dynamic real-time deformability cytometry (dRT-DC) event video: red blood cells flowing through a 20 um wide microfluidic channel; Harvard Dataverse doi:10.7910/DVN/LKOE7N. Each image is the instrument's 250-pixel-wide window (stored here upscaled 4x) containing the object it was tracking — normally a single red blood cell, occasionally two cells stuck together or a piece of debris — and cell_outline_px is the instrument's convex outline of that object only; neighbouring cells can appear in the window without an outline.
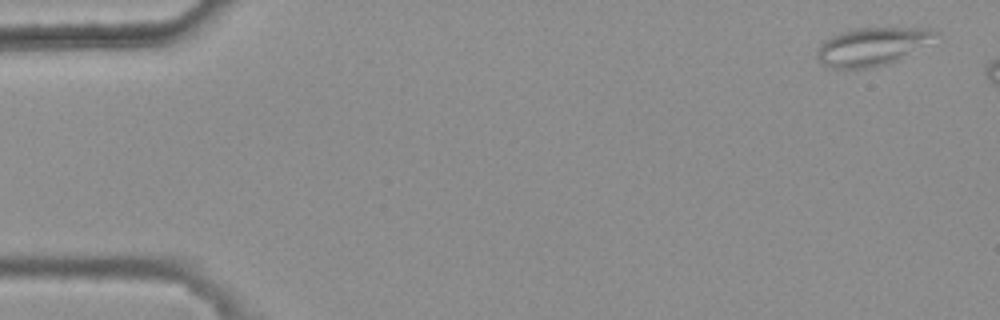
{"species": "common noctule bat (a hibernating species)", "species_latin": "Nyctalus noctula", "temperature_condition": "warm", "stored_images_in_passage": 5, "camera_frame_rate_fps": 3000, "um_per_image_px": 0.085, "animal": {"sex": "female", "body_mass_g": 25.1}, "frame": {"image": 1, "passage_image": 1, "time_ms": 0.0, "image_size_px": [1000, 320], "cell_outline_px": [[940, 32], [900, 60], [888, 64], [872, 68], [832, 68], [820, 64], [816, 56], [816, 52], [820, 44], [824, 40], [832, 36], [852, 28], [932, 28]], "centroid_in_image_um": [74.05, 3.96], "position_along_channel_um": 11.0, "area_um2": 26.07}}